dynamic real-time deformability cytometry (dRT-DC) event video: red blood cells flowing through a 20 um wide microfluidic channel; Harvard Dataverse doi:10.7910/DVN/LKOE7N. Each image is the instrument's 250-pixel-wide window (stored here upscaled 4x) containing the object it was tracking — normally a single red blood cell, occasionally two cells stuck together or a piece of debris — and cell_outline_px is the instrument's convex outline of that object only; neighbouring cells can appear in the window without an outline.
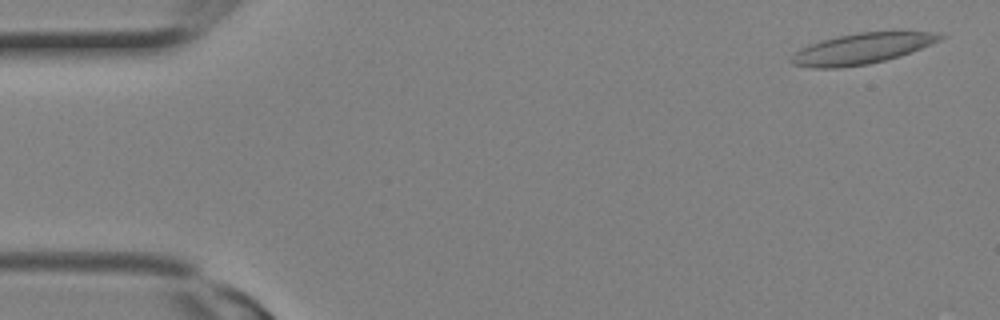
{"species": "Egyptian fruit bat (a non-hibernating species)", "species_latin": "Rousettus aegyptiacus", "temperature_condition": "room temperature", "stored_images_in_passage": 14, "camera_frame_rate_fps": 3000, "um_per_image_px": 0.085, "animal": {"sex": "female"}, "frame": {"image": 1, "passage_image": 1, "time_ms": 0.0, "image_size_px": [1000, 320], "cell_outline_px": [[948, 36], [940, 40], [912, 52], [900, 56], [868, 64], [840, 68], [812, 68], [792, 64], [788, 60], [800, 48], [808, 44], [840, 36], [860, 32], [936, 32]], "centroid_in_image_um": [73.25, 4.14], "position_along_channel_um": 11.8, "area_um2": 26.47}}
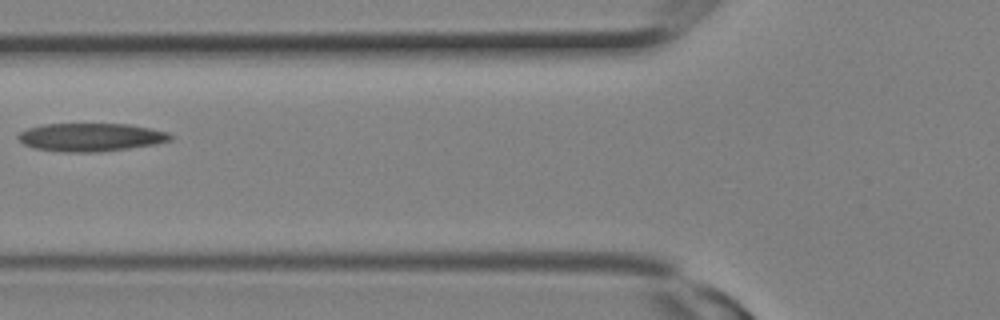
{"frame": {"image": 2, "passage_image": 10, "time_ms": 3.0, "image_size_px": [1000, 320], "cell_outline_px": [[172, 140], [156, 144], [100, 152], [60, 152], [32, 148], [24, 144], [16, 136], [20, 132], [28, 128], [44, 124], [128, 124], [168, 132], [172, 136]], "centroid_in_image_um": [7.69, 11.67], "position_along_channel_um": 118.1, "area_um2": 25.03}}
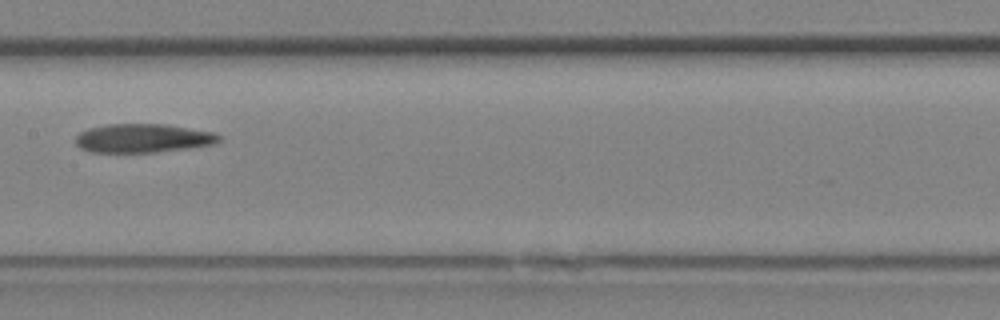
{"frame": {"image": 3, "passage_image": 13, "time_ms": 4.0, "image_size_px": [1000, 320], "cell_outline_px": [[220, 140], [216, 144], [192, 148], [156, 152], [92, 152], [80, 148], [76, 144], [76, 136], [80, 132], [88, 128], [108, 124], [164, 124], [212, 132], [220, 136]], "centroid_in_image_um": [12.15, 11.75], "position_along_channel_um": 195.2, "area_um2": 24.04}}